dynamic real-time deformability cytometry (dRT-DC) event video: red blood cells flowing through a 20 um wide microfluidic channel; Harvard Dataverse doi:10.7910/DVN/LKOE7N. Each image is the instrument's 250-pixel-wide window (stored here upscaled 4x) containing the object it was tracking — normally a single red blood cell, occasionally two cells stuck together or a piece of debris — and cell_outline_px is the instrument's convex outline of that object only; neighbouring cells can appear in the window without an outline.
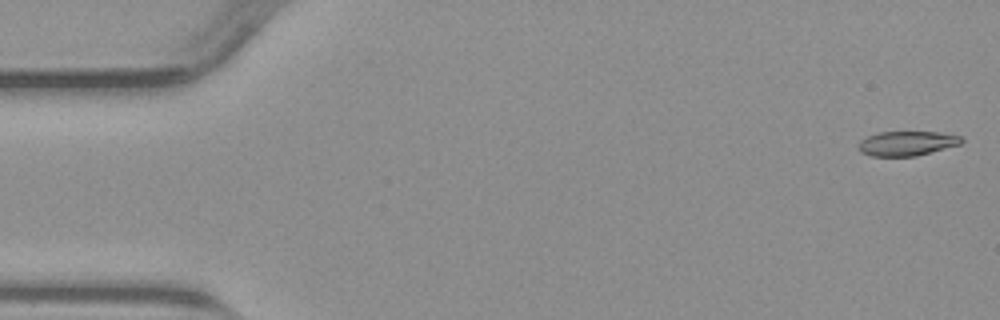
{"species": "common noctule bat (a hibernating species)", "species_latin": "Nyctalus noctula", "temperature_condition": "warm", "stored_images_in_passage": 50, "camera_frame_rate_fps": 3000, "um_per_image_px": 0.085, "animal": {"sex": "male", "body_mass_g": 23.1, "forearm_length_mm": 52.7}, "frame": {"image": 1, "passage_image": 1, "time_ms": 0.0, "image_size_px": [1000, 320], "cell_outline_px": [[964, 140], [960, 144], [916, 156], [872, 156], [860, 152], [856, 148], [856, 144], [860, 140], [868, 136], [880, 132], [940, 132], [960, 136]], "centroid_in_image_um": [77.03, 12.19], "position_along_channel_um": 8.0, "area_um2": 14.8}}
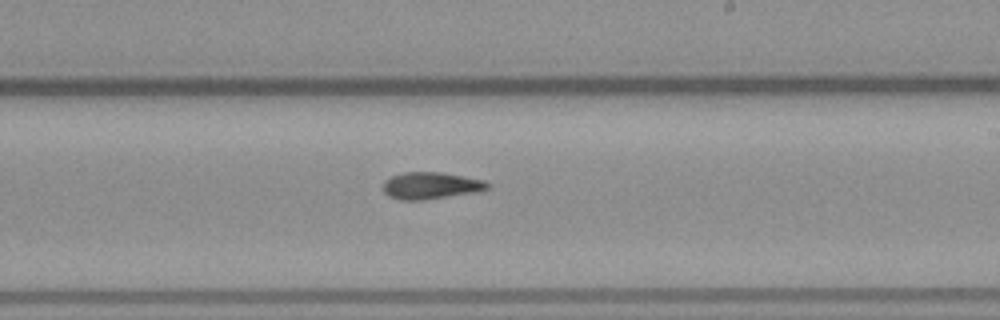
{"frame": {"image": 2, "passage_image": 29, "time_ms": 9.333, "image_size_px": [1000, 320], "cell_outline_px": [[492, 188], [476, 192], [424, 200], [400, 200], [388, 196], [384, 192], [384, 180], [392, 176], [404, 172], [440, 172], [484, 180], [492, 184]], "centroid_in_image_um": [36.65, 15.78], "position_along_channel_um": 252.3, "area_um2": 16.47}}
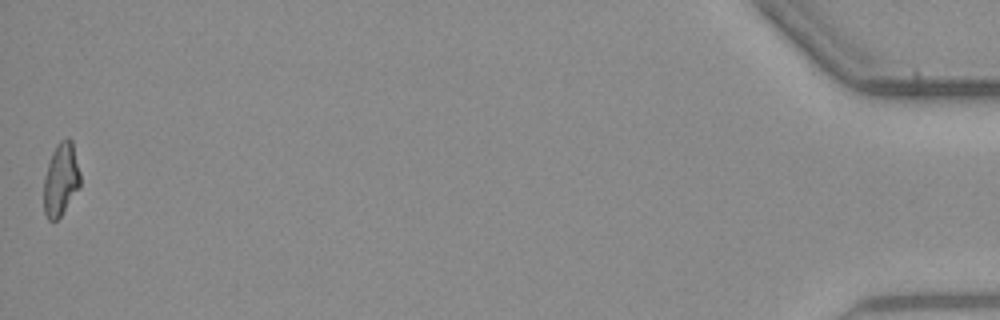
{"frame": {"image": 3, "passage_image": 50, "time_ms": 16.333, "image_size_px": [1000, 320], "cell_outline_px": [[80, 184], [60, 216], [56, 220], [48, 220], [44, 212], [44, 176], [52, 152], [56, 144], [60, 140], [68, 136], [72, 140], [80, 172]], "centroid_in_image_um": [5.16, 15.19], "position_along_channel_um": 430.0, "area_um2": 15.32}}